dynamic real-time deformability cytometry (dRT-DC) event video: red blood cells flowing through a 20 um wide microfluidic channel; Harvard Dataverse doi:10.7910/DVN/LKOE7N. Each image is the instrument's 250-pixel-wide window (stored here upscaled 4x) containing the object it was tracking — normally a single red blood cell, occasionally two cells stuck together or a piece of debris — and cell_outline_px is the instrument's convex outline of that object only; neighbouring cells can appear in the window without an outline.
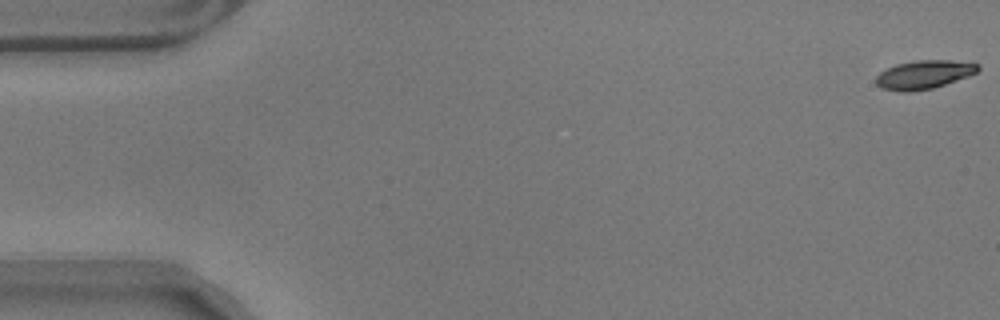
{"species": "common noctule bat (a hibernating species)", "species_latin": "Nyctalus noctula", "temperature_condition": "warm", "stored_images_in_passage": 58, "camera_frame_rate_fps": 3000, "um_per_image_px": 0.085, "animal": {"sex": "male", "body_mass_g": 17.9}, "frame": {"image": 1, "passage_image": 1, "time_ms": 0.0, "image_size_px": [1000, 320], "cell_outline_px": [[980, 68], [976, 72], [968, 76], [932, 88], [908, 92], [900, 92], [880, 88], [876, 84], [876, 76], [880, 72], [896, 64], [916, 60], [948, 60], [980, 64]], "centroid_in_image_um": [78.5, 6.34], "position_along_channel_um": 6.5, "area_um2": 16.88}}
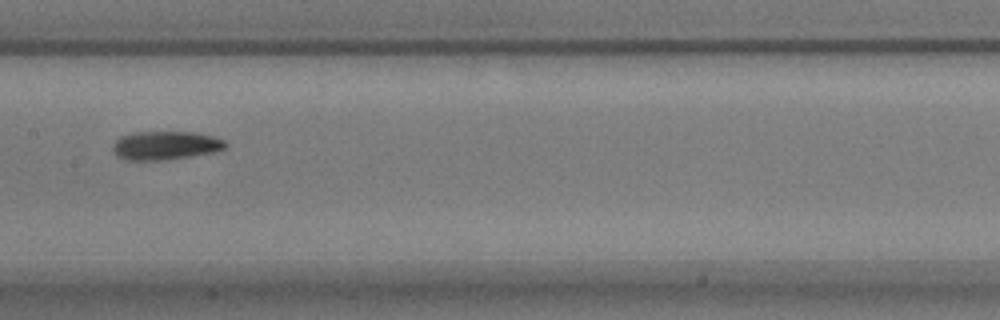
{"frame": {"image": 2, "passage_image": 29, "time_ms": 9.333, "image_size_px": [1000, 320], "cell_outline_px": [[228, 144], [224, 148], [216, 152], [164, 160], [124, 160], [116, 156], [112, 152], [112, 144], [120, 136], [132, 132], [196, 132], [212, 136], [224, 140]], "centroid_in_image_um": [14.02, 12.36], "position_along_channel_um": 193.4, "area_um2": 19.02}}
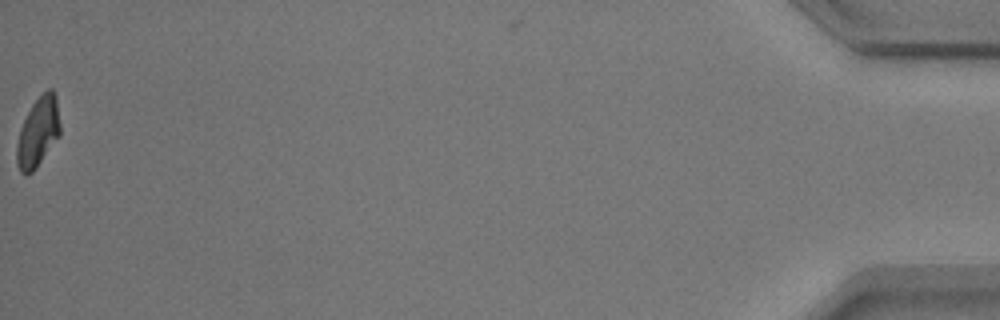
{"frame": {"image": 3, "passage_image": 58, "time_ms": 19.0, "image_size_px": [1000, 320], "cell_outline_px": [[60, 136], [36, 168], [28, 176], [24, 176], [20, 172], [16, 164], [16, 144], [20, 128], [32, 104], [48, 88], [52, 88], [56, 96], [60, 124]], "centroid_in_image_um": [3.22, 11.28], "position_along_channel_um": 432.0, "area_um2": 17.8}, "authors_computed_cell_mechanics": {"area_um2": 18.2648, "velocity_mm_per_s": 3.5298, "shape_relaxation_time_tau1_ms": 4.7799, "shape_relaxation_time_tau2_ms": 9.4436, "deformation_change_tau1": 0.173, "deformation_change_tau2": 0.135}}